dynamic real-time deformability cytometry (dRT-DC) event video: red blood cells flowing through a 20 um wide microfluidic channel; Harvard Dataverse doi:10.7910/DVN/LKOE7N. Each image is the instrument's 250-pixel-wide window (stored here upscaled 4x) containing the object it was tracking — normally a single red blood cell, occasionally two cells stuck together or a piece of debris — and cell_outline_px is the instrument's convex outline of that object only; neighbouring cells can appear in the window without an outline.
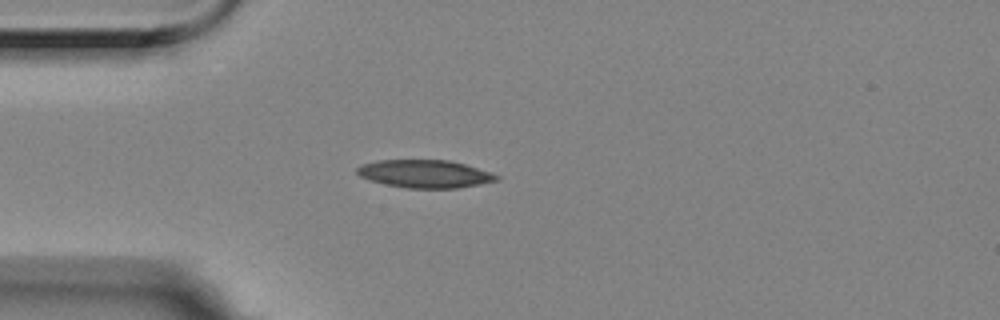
{"species": "Egyptian fruit bat (a non-hibernating species)", "species_latin": "Rousettus aegyptiacus", "temperature_condition": "room temperature", "stored_images_in_passage": 2, "camera_frame_rate_fps": 3000, "um_per_image_px": 0.085, "animal": {"sex": "female"}, "frame": {"image": 1, "passage_image": 2, "time_ms": 0.333, "image_size_px": [1000, 320], "cell_outline_px": [[500, 176], [496, 180], [480, 184], [456, 188], [408, 188], [388, 184], [372, 180], [360, 176], [356, 172], [356, 168], [364, 164], [380, 160], [448, 160], [464, 164]], "centroid_in_image_um": [36.11, 14.77], "position_along_channel_um": 48.9, "area_um2": 22.14}}